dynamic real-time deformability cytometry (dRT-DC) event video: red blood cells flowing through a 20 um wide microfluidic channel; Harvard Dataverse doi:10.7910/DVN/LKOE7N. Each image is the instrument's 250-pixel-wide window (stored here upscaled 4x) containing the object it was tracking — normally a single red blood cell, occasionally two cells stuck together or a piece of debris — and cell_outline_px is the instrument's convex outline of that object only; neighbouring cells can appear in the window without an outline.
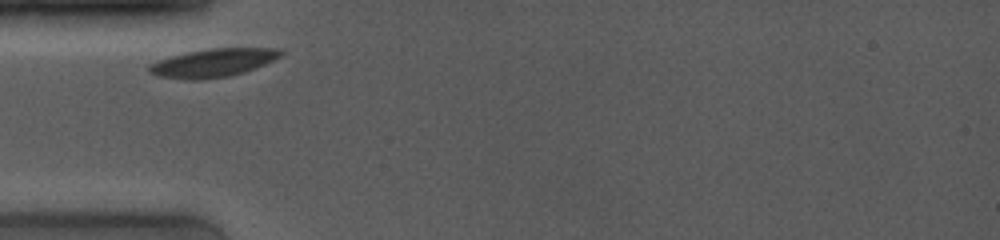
{"species": "common noctule bat (a hibernating species)", "species_latin": "Nyctalus noctula", "temperature_condition": "room temperature", "stored_images_in_passage": 27, "segment_of_instrument_passage": [1, 2], "camera_frame_rate_fps": 4000, "um_per_image_px": 0.085, "animal": {"sex": "female", "body_mass_g": 19.0, "forearm_length_mm": 53.3}, "frame": {"image": 1, "passage_image": 1, "time_ms": 0.0, "image_size_px": [1000, 240], "cell_outline_px": [[284, 52], [280, 56], [264, 64], [244, 72], [228, 76], [200, 80], [188, 80], [160, 76], [148, 72], [148, 64], [172, 56], [188, 52], [208, 48], [276, 48]], "centroid_in_image_um": [18.09, 5.34], "position_along_channel_um": 66.9, "area_um2": 21.44}}
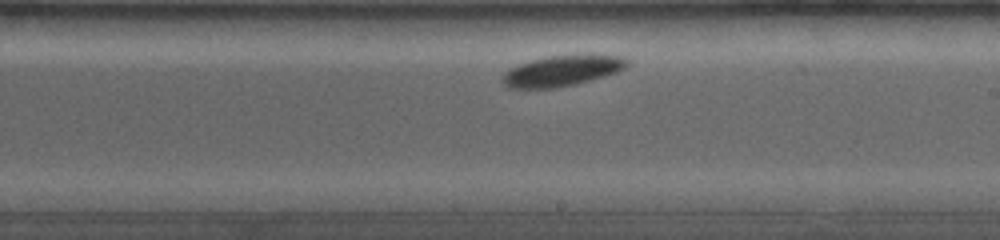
{"frame": {"image": 2, "passage_image": 15, "time_ms": 4.75, "image_size_px": [1000, 240], "cell_outline_px": [[628, 64], [624, 68], [616, 72], [592, 80], [576, 84], [556, 88], [508, 88], [500, 80], [512, 68], [520, 64], [532, 60], [548, 56], [620, 56], [628, 60]], "centroid_in_image_um": [47.75, 6.05], "position_along_channel_um": 241.2, "area_um2": 21.62}}
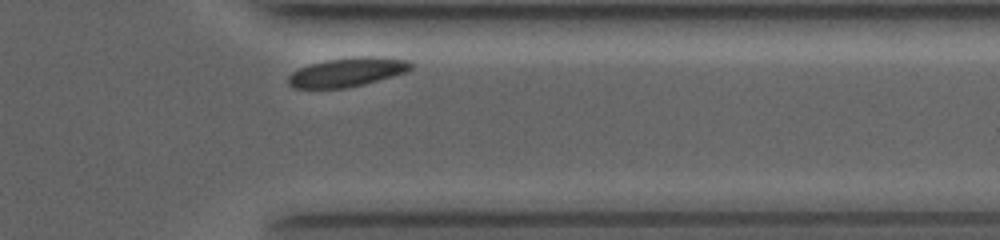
{"frame": {"image": 3, "passage_image": 26, "time_ms": 8.5, "image_size_px": [1000, 240], "cell_outline_px": [[412, 68], [404, 72], [392, 76], [344, 88], [292, 88], [288, 84], [288, 76], [292, 72], [300, 68], [312, 64], [328, 60], [360, 56], [372, 56], [408, 60], [412, 64]], "centroid_in_image_um": [29.48, 6.13], "position_along_channel_um": 381.9, "area_um2": 20.23}}